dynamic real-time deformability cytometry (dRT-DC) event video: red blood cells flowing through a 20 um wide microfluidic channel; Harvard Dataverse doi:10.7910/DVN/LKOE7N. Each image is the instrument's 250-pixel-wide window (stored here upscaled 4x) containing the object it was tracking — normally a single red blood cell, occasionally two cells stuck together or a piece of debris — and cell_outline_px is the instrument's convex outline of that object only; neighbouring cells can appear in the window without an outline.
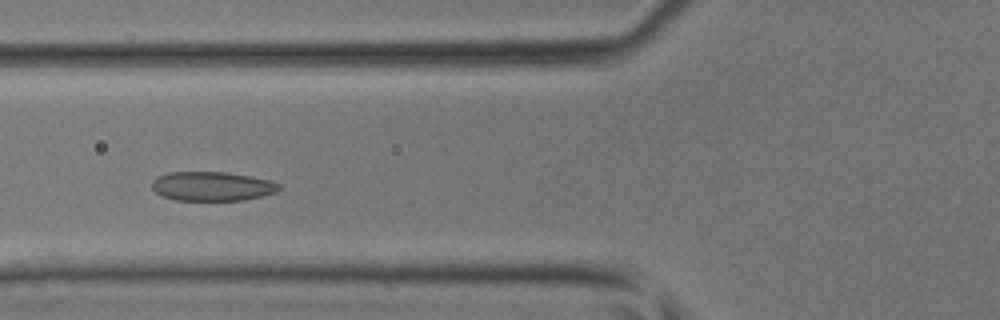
{"species": "common noctule bat (a hibernating species)", "species_latin": "Nyctalus noctula", "temperature_condition": "room temperature", "stored_images_in_passage": 40, "camera_frame_rate_fps": 3000, "um_per_image_px": 0.085, "animal": {"sex": "male", "body_mass_g": 17.9, "forearm_length_mm": 54.2}, "frame": {"image": 1, "passage_image": 13, "time_ms": 4.0, "image_size_px": [1000, 320], "cell_outline_px": [[280, 188], [276, 192], [244, 200], [176, 200], [160, 196], [152, 188], [152, 180], [156, 176], [168, 172], [228, 172], [268, 180], [280, 184]], "centroid_in_image_um": [17.97, 15.83], "position_along_channel_um": 107.8, "area_um2": 21.62}}
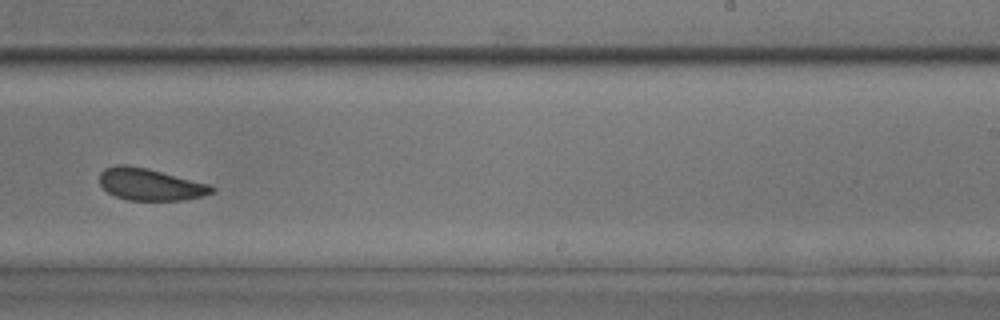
{"frame": {"image": 2, "passage_image": 24, "time_ms": 7.667, "image_size_px": [1000, 320], "cell_outline_px": [[216, 188], [212, 192], [200, 196], [180, 200], [128, 200], [116, 196], [108, 192], [100, 184], [100, 172], [104, 168], [116, 164], [124, 164], [148, 168], [208, 184]], "centroid_in_image_um": [12.71, 15.66], "position_along_channel_um": 276.3, "area_um2": 20.69}}
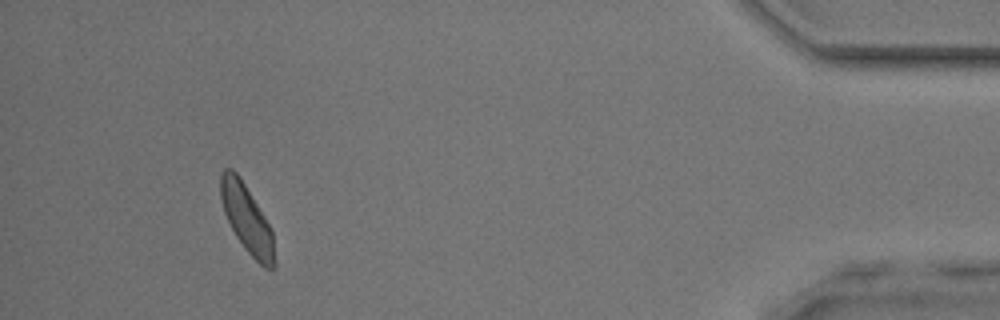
{"frame": {"image": 3, "passage_image": 37, "time_ms": 12.0, "image_size_px": [1000, 320], "cell_outline_px": [[276, 264], [272, 268], [264, 268], [244, 248], [236, 236], [224, 212], [220, 196], [220, 176], [224, 168], [232, 168], [240, 176], [272, 228]], "centroid_in_image_um": [20.99, 18.59], "position_along_channel_um": 414.2, "area_um2": 21.33}}